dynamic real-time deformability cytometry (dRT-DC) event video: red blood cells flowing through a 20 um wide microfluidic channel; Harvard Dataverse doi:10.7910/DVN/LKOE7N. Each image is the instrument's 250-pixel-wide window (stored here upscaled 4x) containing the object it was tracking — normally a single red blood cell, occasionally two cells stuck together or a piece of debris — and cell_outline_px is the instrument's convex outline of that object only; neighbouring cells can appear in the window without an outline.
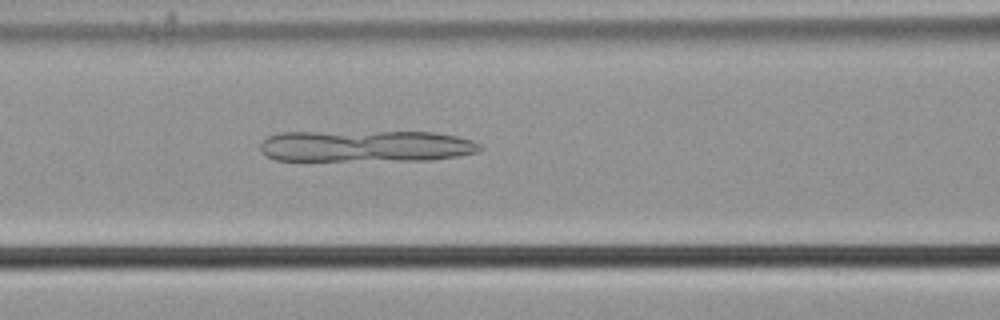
{"species": "common noctule bat (a hibernating species)", "species_latin": "Nyctalus noctula", "temperature_condition": "cold", "stored_images_in_passage": 35, "camera_frame_rate_fps": 3000, "um_per_image_px": 0.085, "animal": {"sex": "male", "body_mass_g": 21.5, "forearm_length_mm": 52.0}, "frame": {"image": 1, "passage_image": 13, "time_ms": 4.0, "image_size_px": [1000, 320], "cell_outline_px": [[484, 148], [476, 152], [456, 156], [428, 160], [276, 160], [268, 156], [260, 148], [260, 144], [268, 136], [280, 132], [432, 132], [456, 136], [472, 140], [480, 144]], "centroid_in_image_um": [31.11, 12.41], "position_along_channel_um": 135.5, "area_um2": 40.23}}
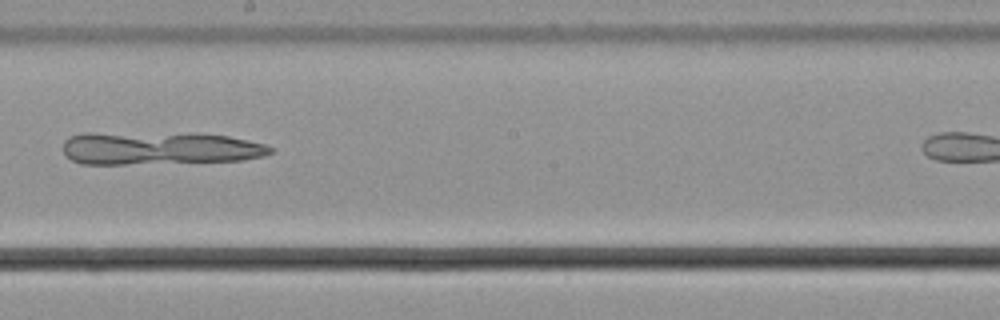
{"frame": {"image": 2, "passage_image": 21, "time_ms": 6.667, "image_size_px": [1000, 320], "cell_outline_px": [[276, 148], [272, 152], [264, 156], [244, 160], [124, 164], [80, 164], [72, 160], [64, 152], [64, 140], [68, 136], [84, 132], [196, 132], [228, 136], [248, 140], [264, 144]], "centroid_in_image_um": [13.54, 12.57], "position_along_channel_um": 234.7, "area_um2": 40.75}}
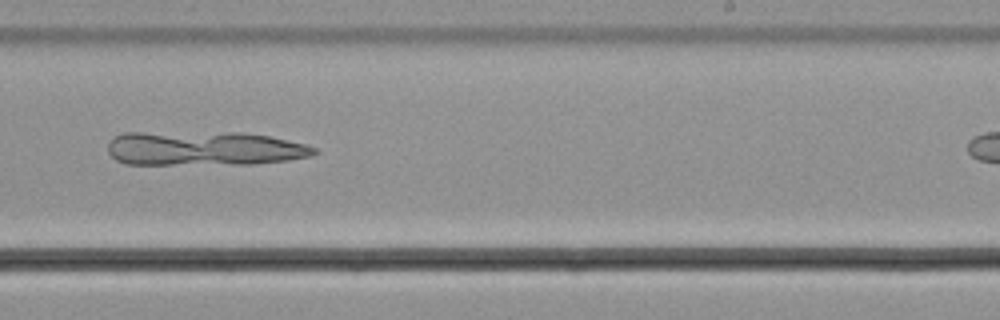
{"frame": {"image": 3, "passage_image": 24, "time_ms": 7.667, "image_size_px": [1000, 320], "cell_outline_px": [[316, 152], [312, 156], [288, 160], [252, 164], [124, 164], [116, 160], [108, 152], [108, 144], [116, 136], [124, 132], [240, 132], [268, 136], [304, 144], [316, 148]], "centroid_in_image_um": [17.32, 12.61], "position_along_channel_um": 271.7, "area_um2": 41.38}}